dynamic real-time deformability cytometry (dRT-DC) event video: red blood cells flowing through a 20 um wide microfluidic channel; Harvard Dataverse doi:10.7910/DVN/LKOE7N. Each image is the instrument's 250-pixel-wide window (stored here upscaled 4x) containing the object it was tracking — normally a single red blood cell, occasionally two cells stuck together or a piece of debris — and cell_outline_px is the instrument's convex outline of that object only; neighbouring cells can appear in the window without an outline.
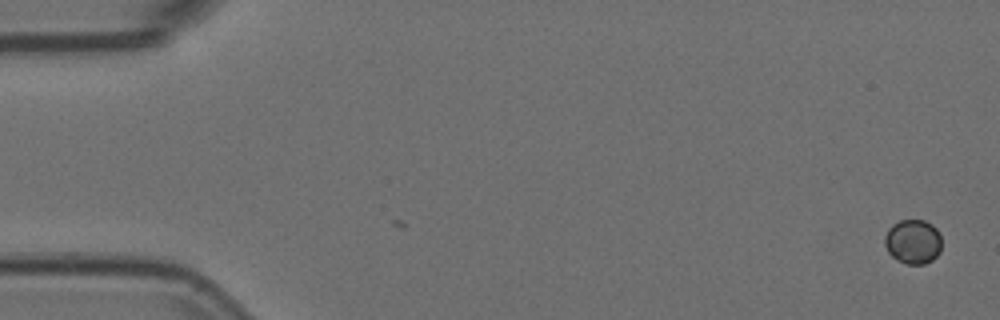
{"species": "Egyptian fruit bat (a non-hibernating species)", "species_latin": "Rousettus aegyptiacus", "temperature_condition": "room temperature", "stored_images_in_passage": 2, "camera_frame_rate_fps": 3000, "um_per_image_px": 0.085, "animal": {"sex": "female"}, "frame": {"image": 1, "passage_image": 2, "time_ms": 0.333, "image_size_px": [1000, 320], "cell_outline_px": [[940, 252], [932, 260], [924, 264], [908, 264], [892, 256], [888, 252], [884, 244], [884, 236], [888, 228], [892, 224], [900, 220], [924, 220], [932, 224], [936, 228], [940, 236]], "centroid_in_image_um": [77.59, 20.52], "position_along_channel_um": 7.4, "area_um2": 14.74}}